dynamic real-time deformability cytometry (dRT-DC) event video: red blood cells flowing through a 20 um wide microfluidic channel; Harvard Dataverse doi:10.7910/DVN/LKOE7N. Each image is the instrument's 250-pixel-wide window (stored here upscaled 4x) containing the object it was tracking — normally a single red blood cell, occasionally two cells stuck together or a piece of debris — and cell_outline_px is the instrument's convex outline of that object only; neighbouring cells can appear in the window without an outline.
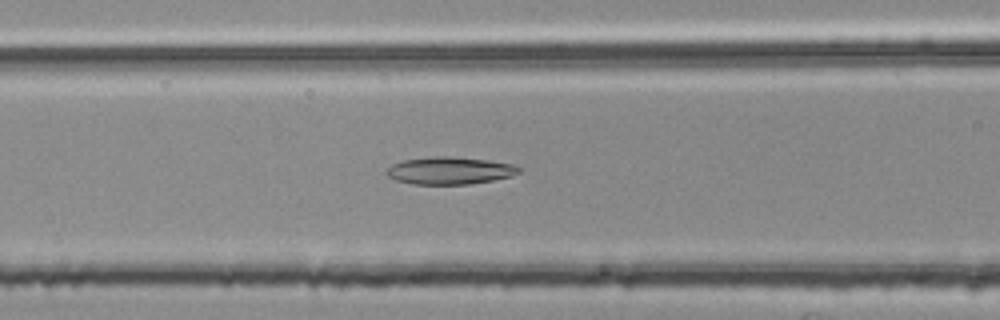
{"species": "common noctule bat (a hibernating species)", "species_latin": "Nyctalus noctula", "temperature_condition": "room temperature", "stored_images_in_passage": 53, "camera_frame_rate_fps": 3000, "um_per_image_px": 0.085, "animal": {"sex": "female", "body_mass_g": 25.1}, "frame": {"image": 1, "passage_image": 21, "time_ms": 6.667, "image_size_px": [1000, 320], "cell_outline_px": [[524, 168], [520, 172], [512, 176], [492, 180], [468, 184], [412, 184], [396, 180], [388, 176], [384, 172], [392, 164], [404, 160], [436, 156], [448, 156], [488, 160], [512, 164]], "centroid_in_image_um": [38.24, 14.5], "position_along_channel_um": 128.4, "area_um2": 21.1}}
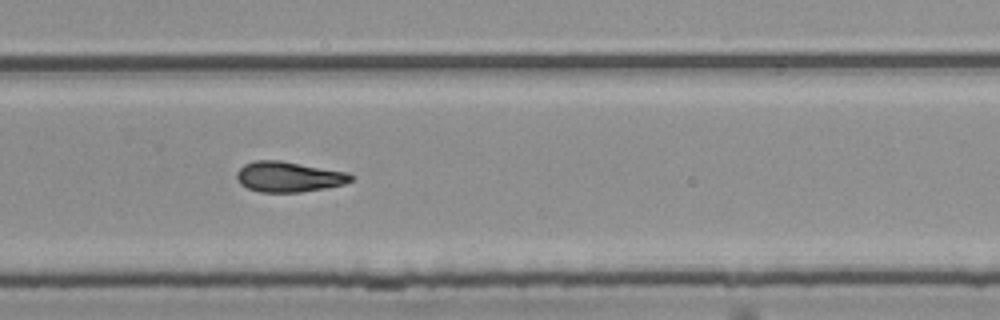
{"frame": {"image": 2, "passage_image": 35, "time_ms": 11.333, "image_size_px": [1000, 320], "cell_outline_px": [[356, 176], [352, 180], [344, 184], [324, 188], [300, 192], [260, 192], [248, 188], [240, 184], [236, 176], [236, 172], [244, 164], [256, 160], [280, 160], [348, 172]], "centroid_in_image_um": [24.55, 15.02], "position_along_channel_um": 305.3, "area_um2": 20.29}}
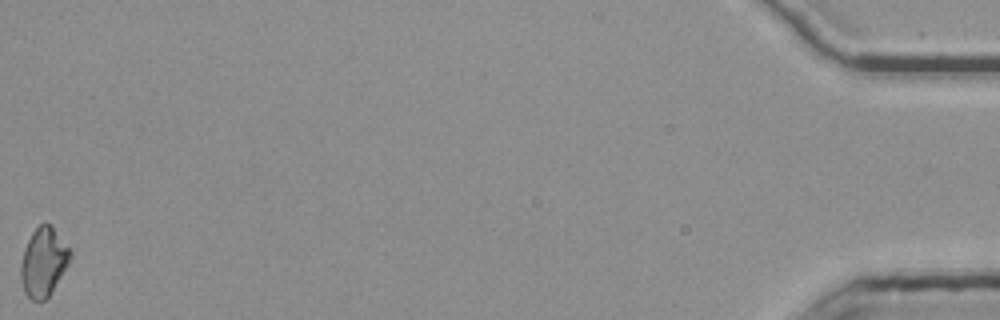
{"frame": {"image": 3, "passage_image": 53, "time_ms": 17.333, "image_size_px": [1000, 320], "cell_outline_px": [[72, 256], [68, 264], [48, 296], [44, 300], [32, 300], [24, 292], [20, 276], [20, 264], [24, 248], [32, 232], [44, 220], [52, 228], [72, 252]], "centroid_in_image_um": [3.67, 22.27], "position_along_channel_um": 431.5, "area_um2": 19.42}}